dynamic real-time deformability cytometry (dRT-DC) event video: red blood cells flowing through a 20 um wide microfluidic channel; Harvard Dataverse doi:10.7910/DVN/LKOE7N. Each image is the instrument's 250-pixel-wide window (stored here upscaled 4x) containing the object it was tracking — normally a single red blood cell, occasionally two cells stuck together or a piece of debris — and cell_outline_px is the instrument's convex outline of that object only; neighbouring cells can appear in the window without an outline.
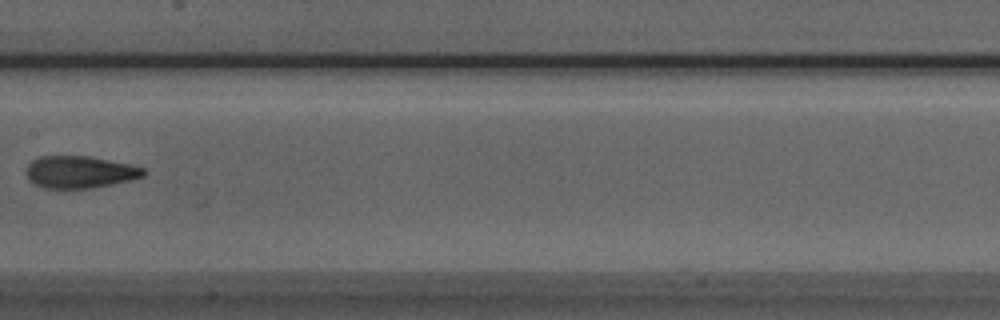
{"species": "Egyptian fruit bat (a non-hibernating species)", "species_latin": "Rousettus aegyptiacus", "temperature_condition": "room temperature", "stored_images_in_passage": 8, "camera_frame_rate_fps": 3000, "um_per_image_px": 0.085, "animal": {"sex": "male"}, "frame": {"image": 1, "passage_image": 7, "time_ms": 2.0, "image_size_px": [1000, 320], "cell_outline_px": [[148, 172], [144, 176], [132, 180], [92, 188], [44, 188], [28, 180], [28, 164], [32, 160], [40, 156], [88, 156], [132, 164], [144, 168]], "centroid_in_image_um": [6.84, 14.62], "position_along_channel_um": 200.6, "area_um2": 22.02}}
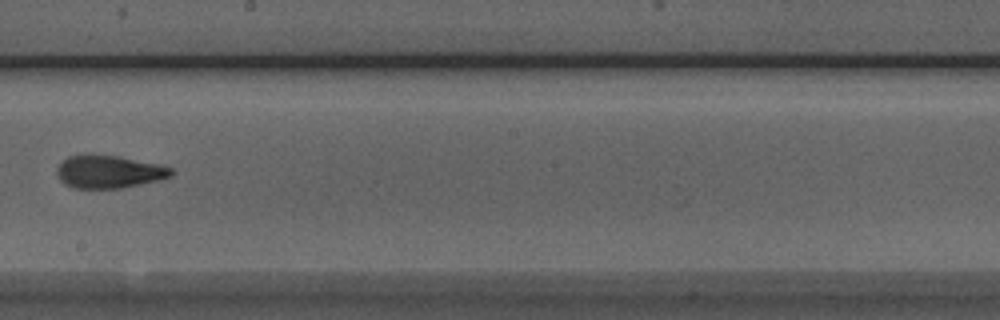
{"frame": {"image": 2, "passage_image": 8, "time_ms": 2.333, "image_size_px": [1000, 320], "cell_outline_px": [[172, 176], [140, 184], [120, 188], [76, 188], [64, 184], [60, 180], [56, 172], [56, 168], [68, 156], [88, 152], [92, 152], [120, 156], [156, 164], [172, 168]], "centroid_in_image_um": [9.19, 14.56], "position_along_channel_um": 239.0, "area_um2": 22.08}}